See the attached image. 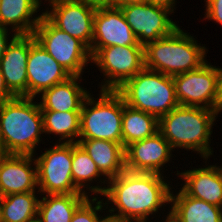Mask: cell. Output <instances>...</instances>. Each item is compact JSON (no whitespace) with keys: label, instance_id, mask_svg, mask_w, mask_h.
Segmentation results:
<instances>
[{"label":"cell","instance_id":"1","mask_svg":"<svg viewBox=\"0 0 222 222\" xmlns=\"http://www.w3.org/2000/svg\"><path fill=\"white\" fill-rule=\"evenodd\" d=\"M165 178L168 177L158 173L123 171L108 180L102 195L108 209L105 212L130 222H150V216L153 219L162 207L170 204L171 190L175 188Z\"/></svg>","mask_w":222,"mask_h":222},{"label":"cell","instance_id":"2","mask_svg":"<svg viewBox=\"0 0 222 222\" xmlns=\"http://www.w3.org/2000/svg\"><path fill=\"white\" fill-rule=\"evenodd\" d=\"M218 115L213 109L178 105L159 119V132L173 149L192 150L209 159L214 153L211 135Z\"/></svg>","mask_w":222,"mask_h":222},{"label":"cell","instance_id":"3","mask_svg":"<svg viewBox=\"0 0 222 222\" xmlns=\"http://www.w3.org/2000/svg\"><path fill=\"white\" fill-rule=\"evenodd\" d=\"M34 100L16 96L0 102V142L8 154L35 155L44 141L41 108Z\"/></svg>","mask_w":222,"mask_h":222},{"label":"cell","instance_id":"4","mask_svg":"<svg viewBox=\"0 0 222 222\" xmlns=\"http://www.w3.org/2000/svg\"><path fill=\"white\" fill-rule=\"evenodd\" d=\"M205 46L179 26L170 35L144 46L145 68L168 76L196 70L207 62Z\"/></svg>","mask_w":222,"mask_h":222},{"label":"cell","instance_id":"5","mask_svg":"<svg viewBox=\"0 0 222 222\" xmlns=\"http://www.w3.org/2000/svg\"><path fill=\"white\" fill-rule=\"evenodd\" d=\"M126 105L158 120L179 105L173 76L144 68L116 90Z\"/></svg>","mask_w":222,"mask_h":222},{"label":"cell","instance_id":"6","mask_svg":"<svg viewBox=\"0 0 222 222\" xmlns=\"http://www.w3.org/2000/svg\"><path fill=\"white\" fill-rule=\"evenodd\" d=\"M99 98L91 93L80 113L79 140H110L122 144L123 98L114 90H100Z\"/></svg>","mask_w":222,"mask_h":222},{"label":"cell","instance_id":"7","mask_svg":"<svg viewBox=\"0 0 222 222\" xmlns=\"http://www.w3.org/2000/svg\"><path fill=\"white\" fill-rule=\"evenodd\" d=\"M33 36L71 76H82L88 64L92 65L89 48L79 39L55 27L44 15Z\"/></svg>","mask_w":222,"mask_h":222},{"label":"cell","instance_id":"8","mask_svg":"<svg viewBox=\"0 0 222 222\" xmlns=\"http://www.w3.org/2000/svg\"><path fill=\"white\" fill-rule=\"evenodd\" d=\"M34 159L41 195L84 194L72 179V143H54L40 156L34 155Z\"/></svg>","mask_w":222,"mask_h":222},{"label":"cell","instance_id":"9","mask_svg":"<svg viewBox=\"0 0 222 222\" xmlns=\"http://www.w3.org/2000/svg\"><path fill=\"white\" fill-rule=\"evenodd\" d=\"M91 63L105 76L98 89L116 91L145 68L144 46L104 47L92 57Z\"/></svg>","mask_w":222,"mask_h":222},{"label":"cell","instance_id":"10","mask_svg":"<svg viewBox=\"0 0 222 222\" xmlns=\"http://www.w3.org/2000/svg\"><path fill=\"white\" fill-rule=\"evenodd\" d=\"M179 105L198 106L220 114L216 65L205 62L200 68L173 76Z\"/></svg>","mask_w":222,"mask_h":222},{"label":"cell","instance_id":"11","mask_svg":"<svg viewBox=\"0 0 222 222\" xmlns=\"http://www.w3.org/2000/svg\"><path fill=\"white\" fill-rule=\"evenodd\" d=\"M50 6L43 15L58 29L82 41L89 49L92 45L96 5L86 0H45Z\"/></svg>","mask_w":222,"mask_h":222},{"label":"cell","instance_id":"12","mask_svg":"<svg viewBox=\"0 0 222 222\" xmlns=\"http://www.w3.org/2000/svg\"><path fill=\"white\" fill-rule=\"evenodd\" d=\"M120 8L138 43L143 46L170 35L179 27L169 17L175 12L163 6L145 1L121 5Z\"/></svg>","mask_w":222,"mask_h":222},{"label":"cell","instance_id":"13","mask_svg":"<svg viewBox=\"0 0 222 222\" xmlns=\"http://www.w3.org/2000/svg\"><path fill=\"white\" fill-rule=\"evenodd\" d=\"M108 46H143L138 43L120 7L97 6L90 53Z\"/></svg>","mask_w":222,"mask_h":222},{"label":"cell","instance_id":"14","mask_svg":"<svg viewBox=\"0 0 222 222\" xmlns=\"http://www.w3.org/2000/svg\"><path fill=\"white\" fill-rule=\"evenodd\" d=\"M175 150L158 131L151 137L131 143L125 148V168L130 172L164 175V166L172 161Z\"/></svg>","mask_w":222,"mask_h":222},{"label":"cell","instance_id":"15","mask_svg":"<svg viewBox=\"0 0 222 222\" xmlns=\"http://www.w3.org/2000/svg\"><path fill=\"white\" fill-rule=\"evenodd\" d=\"M27 97L39 98L46 89L66 81L71 75L35 40L26 65Z\"/></svg>","mask_w":222,"mask_h":222},{"label":"cell","instance_id":"16","mask_svg":"<svg viewBox=\"0 0 222 222\" xmlns=\"http://www.w3.org/2000/svg\"><path fill=\"white\" fill-rule=\"evenodd\" d=\"M33 34H17L0 60V68L8 89L15 96L27 97V59Z\"/></svg>","mask_w":222,"mask_h":222},{"label":"cell","instance_id":"17","mask_svg":"<svg viewBox=\"0 0 222 222\" xmlns=\"http://www.w3.org/2000/svg\"><path fill=\"white\" fill-rule=\"evenodd\" d=\"M25 192H39L34 155L9 154L0 165V195Z\"/></svg>","mask_w":222,"mask_h":222},{"label":"cell","instance_id":"18","mask_svg":"<svg viewBox=\"0 0 222 222\" xmlns=\"http://www.w3.org/2000/svg\"><path fill=\"white\" fill-rule=\"evenodd\" d=\"M203 160V167L175 173L184 181L180 188L193 198L222 207V165H207L208 158Z\"/></svg>","mask_w":222,"mask_h":222},{"label":"cell","instance_id":"19","mask_svg":"<svg viewBox=\"0 0 222 222\" xmlns=\"http://www.w3.org/2000/svg\"><path fill=\"white\" fill-rule=\"evenodd\" d=\"M82 76H71L66 81L46 89L38 102L41 111H81L84 100L90 94L80 85Z\"/></svg>","mask_w":222,"mask_h":222},{"label":"cell","instance_id":"20","mask_svg":"<svg viewBox=\"0 0 222 222\" xmlns=\"http://www.w3.org/2000/svg\"><path fill=\"white\" fill-rule=\"evenodd\" d=\"M42 0H0V26L16 34H33L43 12ZM40 14V15H37Z\"/></svg>","mask_w":222,"mask_h":222},{"label":"cell","instance_id":"21","mask_svg":"<svg viewBox=\"0 0 222 222\" xmlns=\"http://www.w3.org/2000/svg\"><path fill=\"white\" fill-rule=\"evenodd\" d=\"M78 143L107 180L117 177L126 170L125 148L122 144L98 139L79 140Z\"/></svg>","mask_w":222,"mask_h":222},{"label":"cell","instance_id":"22","mask_svg":"<svg viewBox=\"0 0 222 222\" xmlns=\"http://www.w3.org/2000/svg\"><path fill=\"white\" fill-rule=\"evenodd\" d=\"M72 179L74 185L82 193L89 197L94 195H96V197H101L105 193L107 188L106 185L108 184V180H106V178L101 174L95 162L90 158L79 143H72ZM93 182H97L96 185H94Z\"/></svg>","mask_w":222,"mask_h":222},{"label":"cell","instance_id":"23","mask_svg":"<svg viewBox=\"0 0 222 222\" xmlns=\"http://www.w3.org/2000/svg\"><path fill=\"white\" fill-rule=\"evenodd\" d=\"M171 190V209L181 222H222V208L187 195L181 188Z\"/></svg>","mask_w":222,"mask_h":222},{"label":"cell","instance_id":"24","mask_svg":"<svg viewBox=\"0 0 222 222\" xmlns=\"http://www.w3.org/2000/svg\"><path fill=\"white\" fill-rule=\"evenodd\" d=\"M39 222H71L76 209L89 197L86 194L40 195Z\"/></svg>","mask_w":222,"mask_h":222},{"label":"cell","instance_id":"25","mask_svg":"<svg viewBox=\"0 0 222 222\" xmlns=\"http://www.w3.org/2000/svg\"><path fill=\"white\" fill-rule=\"evenodd\" d=\"M159 131V120L151 115L129 107L123 100L122 145L126 148L131 143L151 137Z\"/></svg>","mask_w":222,"mask_h":222},{"label":"cell","instance_id":"26","mask_svg":"<svg viewBox=\"0 0 222 222\" xmlns=\"http://www.w3.org/2000/svg\"><path fill=\"white\" fill-rule=\"evenodd\" d=\"M81 111H41L44 135L59 136L56 143H78ZM59 141V142H58Z\"/></svg>","mask_w":222,"mask_h":222},{"label":"cell","instance_id":"27","mask_svg":"<svg viewBox=\"0 0 222 222\" xmlns=\"http://www.w3.org/2000/svg\"><path fill=\"white\" fill-rule=\"evenodd\" d=\"M38 194V195H36ZM40 192H25L2 197L3 222H33L38 216ZM39 196V197H38Z\"/></svg>","mask_w":222,"mask_h":222},{"label":"cell","instance_id":"28","mask_svg":"<svg viewBox=\"0 0 222 222\" xmlns=\"http://www.w3.org/2000/svg\"><path fill=\"white\" fill-rule=\"evenodd\" d=\"M103 210H106L104 199L90 196L76 209L71 222H101L106 214ZM98 212H104V216Z\"/></svg>","mask_w":222,"mask_h":222},{"label":"cell","instance_id":"29","mask_svg":"<svg viewBox=\"0 0 222 222\" xmlns=\"http://www.w3.org/2000/svg\"><path fill=\"white\" fill-rule=\"evenodd\" d=\"M205 16L203 20H210L218 23L222 27V0H204Z\"/></svg>","mask_w":222,"mask_h":222},{"label":"cell","instance_id":"30","mask_svg":"<svg viewBox=\"0 0 222 222\" xmlns=\"http://www.w3.org/2000/svg\"><path fill=\"white\" fill-rule=\"evenodd\" d=\"M9 28H5L0 26V60L2 58V56L5 53V50L7 48V46L9 45V43L13 40V38L17 35L16 33H11L14 32L13 30H11ZM12 34V35H10Z\"/></svg>","mask_w":222,"mask_h":222},{"label":"cell","instance_id":"31","mask_svg":"<svg viewBox=\"0 0 222 222\" xmlns=\"http://www.w3.org/2000/svg\"><path fill=\"white\" fill-rule=\"evenodd\" d=\"M16 96L6 86L1 68H0V102L8 101Z\"/></svg>","mask_w":222,"mask_h":222},{"label":"cell","instance_id":"32","mask_svg":"<svg viewBox=\"0 0 222 222\" xmlns=\"http://www.w3.org/2000/svg\"><path fill=\"white\" fill-rule=\"evenodd\" d=\"M147 2L169 8L173 12L174 10H176L175 7H176L177 0H147Z\"/></svg>","mask_w":222,"mask_h":222},{"label":"cell","instance_id":"33","mask_svg":"<svg viewBox=\"0 0 222 222\" xmlns=\"http://www.w3.org/2000/svg\"><path fill=\"white\" fill-rule=\"evenodd\" d=\"M218 76V90H219V100H220V113L222 112V68L216 67Z\"/></svg>","mask_w":222,"mask_h":222},{"label":"cell","instance_id":"34","mask_svg":"<svg viewBox=\"0 0 222 222\" xmlns=\"http://www.w3.org/2000/svg\"><path fill=\"white\" fill-rule=\"evenodd\" d=\"M88 3H91L96 6H115V0H86Z\"/></svg>","mask_w":222,"mask_h":222},{"label":"cell","instance_id":"35","mask_svg":"<svg viewBox=\"0 0 222 222\" xmlns=\"http://www.w3.org/2000/svg\"><path fill=\"white\" fill-rule=\"evenodd\" d=\"M167 212L166 217L163 219L162 222H181V220L176 216V214L171 210ZM161 222V221H157Z\"/></svg>","mask_w":222,"mask_h":222},{"label":"cell","instance_id":"36","mask_svg":"<svg viewBox=\"0 0 222 222\" xmlns=\"http://www.w3.org/2000/svg\"><path fill=\"white\" fill-rule=\"evenodd\" d=\"M147 0H115V7H120L121 5L129 4V3H140L145 2Z\"/></svg>","mask_w":222,"mask_h":222},{"label":"cell","instance_id":"37","mask_svg":"<svg viewBox=\"0 0 222 222\" xmlns=\"http://www.w3.org/2000/svg\"><path fill=\"white\" fill-rule=\"evenodd\" d=\"M101 222H130V221L117 219L106 214L105 217L101 220Z\"/></svg>","mask_w":222,"mask_h":222},{"label":"cell","instance_id":"38","mask_svg":"<svg viewBox=\"0 0 222 222\" xmlns=\"http://www.w3.org/2000/svg\"><path fill=\"white\" fill-rule=\"evenodd\" d=\"M9 154L5 150L4 145L0 142V165L2 161L8 156Z\"/></svg>","mask_w":222,"mask_h":222},{"label":"cell","instance_id":"39","mask_svg":"<svg viewBox=\"0 0 222 222\" xmlns=\"http://www.w3.org/2000/svg\"><path fill=\"white\" fill-rule=\"evenodd\" d=\"M0 222L2 221V196L0 195Z\"/></svg>","mask_w":222,"mask_h":222}]
</instances>
